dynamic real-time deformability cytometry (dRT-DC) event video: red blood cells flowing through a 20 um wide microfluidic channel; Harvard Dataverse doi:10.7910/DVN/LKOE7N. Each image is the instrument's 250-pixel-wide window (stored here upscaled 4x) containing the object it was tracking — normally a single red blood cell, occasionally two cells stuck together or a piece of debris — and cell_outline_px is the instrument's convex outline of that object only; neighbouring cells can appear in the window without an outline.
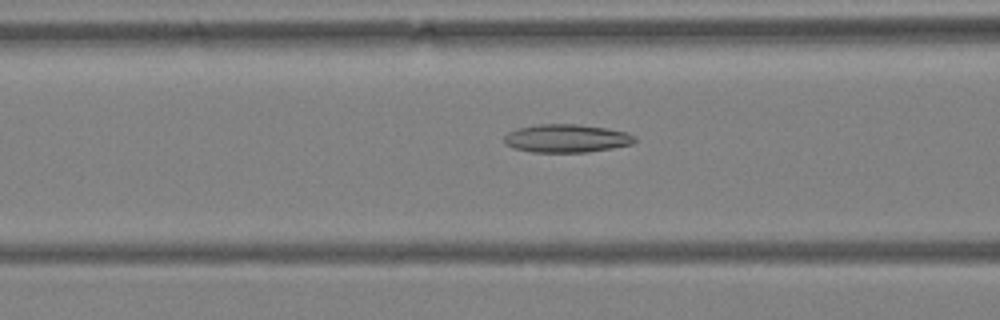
{"species": "Egyptian fruit bat (a non-hibernating species)", "species_latin": "Rousettus aegyptiacus", "temperature_condition": "warm", "stored_images_in_passage": 41, "camera_frame_rate_fps": 3000, "um_per_image_px": 0.085, "animal": {"sex": "female"}, "frame": {"image": 1, "passage_image": 9, "time_ms": 2.667, "image_size_px": [1000, 320], "cell_outline_px": [[636, 140], [632, 144], [612, 148], [588, 152], [532, 152], [512, 148], [504, 144], [504, 136], [508, 132], [516, 128], [536, 124], [576, 124], [608, 128], [628, 132], [636, 136]], "centroid_in_image_um": [48.14, 11.76], "position_along_channel_um": 118.5, "area_um2": 21.73}}
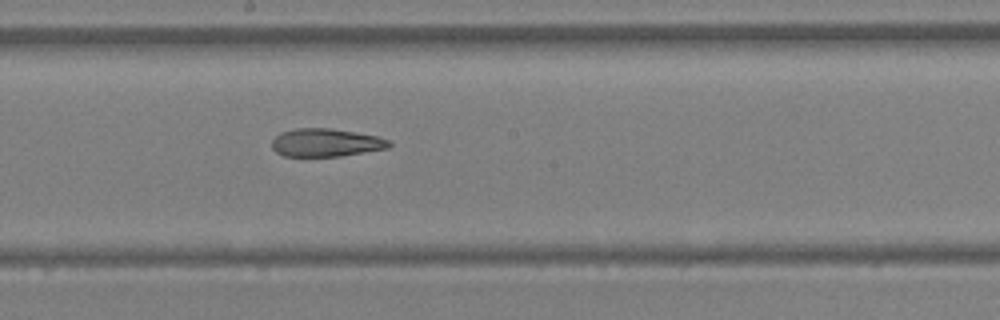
{"frame": {"image": 2, "passage_image": 17, "time_ms": 5.333, "image_size_px": [1000, 320], "cell_outline_px": [[392, 144], [388, 148], [340, 156], [284, 156], [276, 152], [272, 148], [272, 140], [280, 132], [296, 128], [332, 128], [376, 136], [388, 140]], "centroid_in_image_um": [27.67, 12.12], "position_along_channel_um": 220.5, "area_um2": 19.07}}
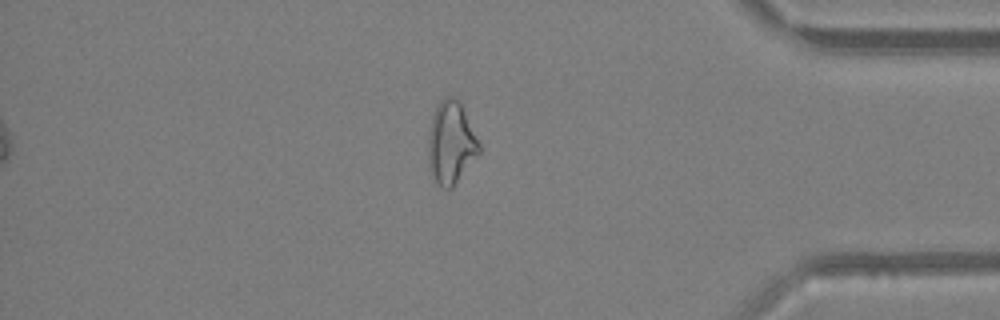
{"frame": {"image": 3, "passage_image": 33, "time_ms": 10.667, "image_size_px": [1000, 320], "cell_outline_px": [[480, 152], [452, 188], [440, 188], [432, 180], [428, 164], [428, 132], [432, 116], [436, 104], [444, 96], [452, 96], [460, 100], [480, 144]], "centroid_in_image_um": [38.3, 12.13], "position_along_channel_um": 396.9, "area_um2": 24.91}, "authors_computed_cell_mechanics": {"area_um2": 21.7906, "velocity_mm_per_s": 3.8283, "shape_relaxation_time_tau1_ms": null, "shape_relaxation_time_tau2_ms": 5.0853, "deformation_change_tau1": null, "deformation_change_tau2": 0.1532}}